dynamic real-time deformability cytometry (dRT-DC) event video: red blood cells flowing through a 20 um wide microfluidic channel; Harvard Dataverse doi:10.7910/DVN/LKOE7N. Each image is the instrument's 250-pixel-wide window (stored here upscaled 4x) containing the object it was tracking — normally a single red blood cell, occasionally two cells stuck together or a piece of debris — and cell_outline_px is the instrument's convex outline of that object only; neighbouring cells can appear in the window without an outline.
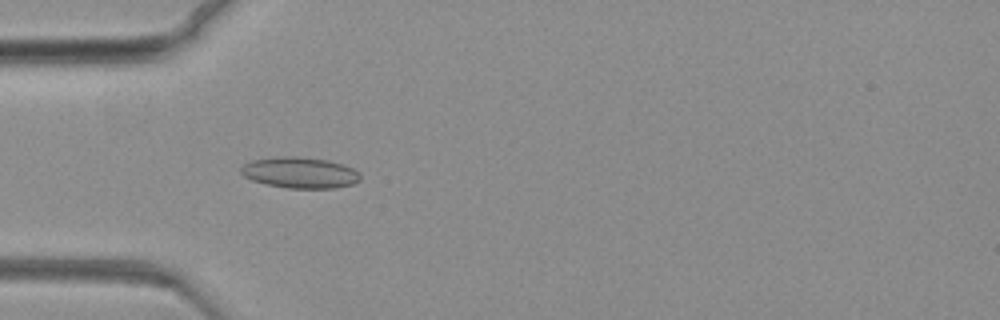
{"species": "common noctule bat (a hibernating species)", "species_latin": "Nyctalus noctula", "temperature_condition": "warm", "stored_images_in_passage": 3, "camera_frame_rate_fps": 3000, "um_per_image_px": 0.085, "animal": {"sex": "female", "body_mass_g": 19.3, "forearm_length_mm": 54.1}, "frame": {"image": 1, "passage_image": 2, "time_ms": 0.333, "image_size_px": [1000, 320], "cell_outline_px": [[360, 180], [352, 184], [336, 188], [288, 188], [264, 184], [252, 180], [244, 176], [240, 172], [240, 168], [244, 164], [252, 160], [276, 156], [296, 156], [328, 160], [344, 164], [360, 172]], "centroid_in_image_um": [25.49, 14.67], "position_along_channel_um": 59.5, "area_um2": 21.79}}